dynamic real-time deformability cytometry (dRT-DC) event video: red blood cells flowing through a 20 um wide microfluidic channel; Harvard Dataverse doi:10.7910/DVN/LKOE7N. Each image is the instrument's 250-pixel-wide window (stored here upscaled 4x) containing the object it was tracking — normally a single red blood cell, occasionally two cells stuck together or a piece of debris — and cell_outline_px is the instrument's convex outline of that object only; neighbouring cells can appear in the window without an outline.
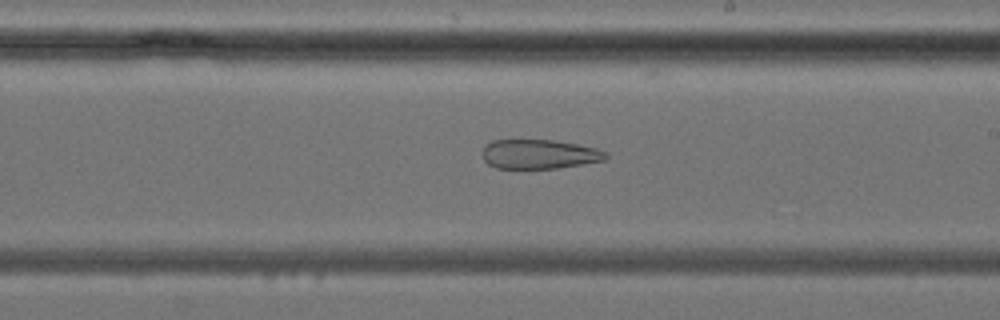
{"species": "common noctule bat (a hibernating species)", "species_latin": "Nyctalus noctula", "temperature_condition": "cold", "stored_images_in_passage": 38, "camera_frame_rate_fps": 3000, "um_per_image_px": 0.085, "animal": {"sex": "female", "body_mass_g": 24.6, "forearm_length_mm": 56.2}, "frame": {"image": 1, "passage_image": 22, "time_ms": 7.0, "image_size_px": [1000, 320], "cell_outline_px": [[608, 156], [604, 160], [556, 168], [496, 168], [488, 164], [484, 160], [480, 152], [492, 140], [552, 140], [576, 144], [596, 148], [608, 152]], "centroid_in_image_um": [45.81, 13.1], "position_along_channel_um": 243.2, "area_um2": 20.98}}